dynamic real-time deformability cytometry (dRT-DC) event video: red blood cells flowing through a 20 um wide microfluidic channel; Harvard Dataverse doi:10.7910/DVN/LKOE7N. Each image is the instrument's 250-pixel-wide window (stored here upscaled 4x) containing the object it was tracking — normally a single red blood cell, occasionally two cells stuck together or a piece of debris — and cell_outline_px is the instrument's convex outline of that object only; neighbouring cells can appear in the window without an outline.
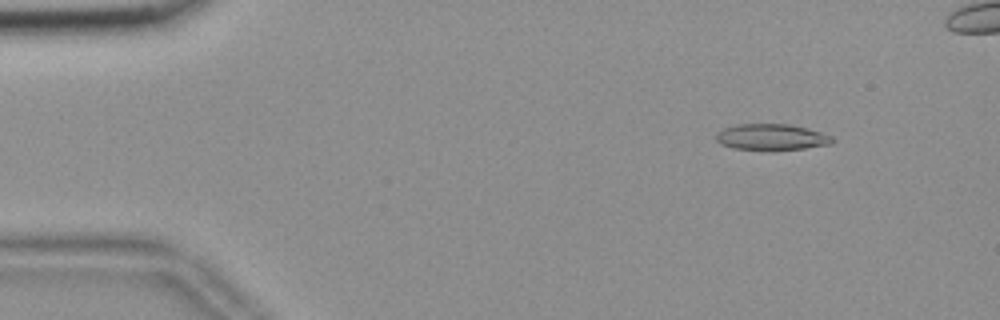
{"species": "common noctule bat (a hibernating species)", "species_latin": "Nyctalus noctula", "temperature_condition": "room temperature", "stored_images_in_passage": 48, "camera_frame_rate_fps": 3000, "um_per_image_px": 0.085, "animal": {"sex": "female", "body_mass_g": 18.4}, "frame": {"image": 1, "passage_image": 3, "time_ms": 0.667, "image_size_px": [1000, 320], "cell_outline_px": [[836, 140], [832, 144], [804, 148], [772, 152], [732, 148], [720, 144], [716, 140], [716, 132], [724, 128], [736, 124], [788, 124], [808, 128], [832, 136]], "centroid_in_image_um": [65.57, 11.68], "position_along_channel_um": 19.4, "area_um2": 18.32}}
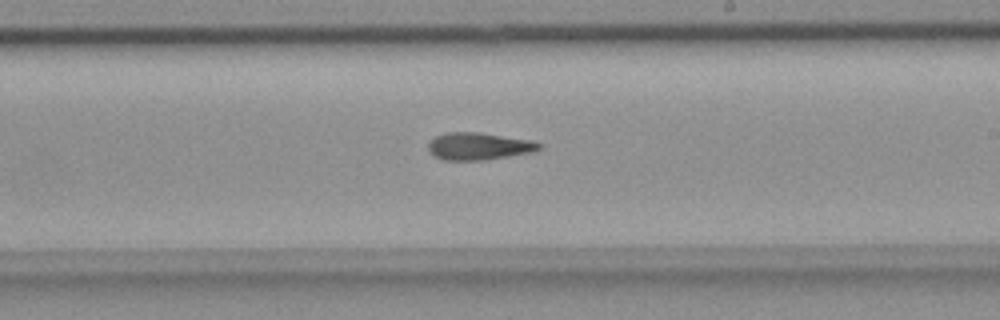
{"frame": {"image": 2, "passage_image": 29, "time_ms": 9.333, "image_size_px": [1000, 320], "cell_outline_px": [[540, 148], [532, 152], [484, 160], [444, 160], [432, 156], [428, 152], [428, 140], [436, 136], [448, 132], [480, 132], [532, 140], [540, 144]], "centroid_in_image_um": [40.63, 12.43], "position_along_channel_um": 248.4, "area_um2": 17.74}}
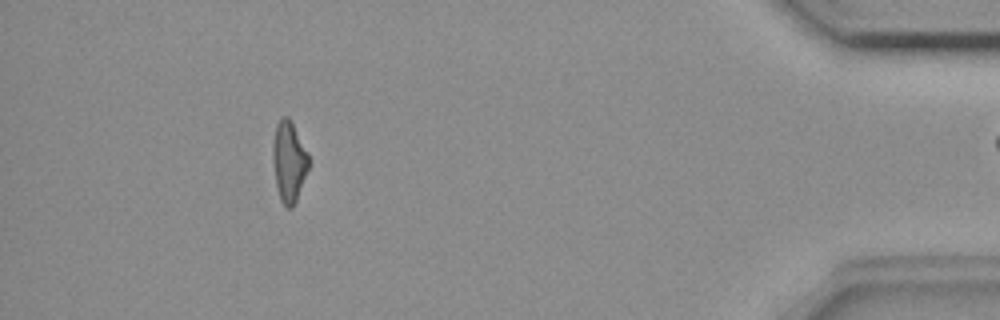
{"frame": {"image": 3, "passage_image": 47, "time_ms": 15.333, "image_size_px": [1000, 320], "cell_outline_px": [[308, 168], [296, 200], [292, 208], [284, 208], [280, 200], [276, 184], [272, 160], [272, 144], [276, 124], [280, 116], [288, 116], [308, 152]], "centroid_in_image_um": [24.53, 13.72], "position_along_channel_um": 410.7, "area_um2": 16.88}}